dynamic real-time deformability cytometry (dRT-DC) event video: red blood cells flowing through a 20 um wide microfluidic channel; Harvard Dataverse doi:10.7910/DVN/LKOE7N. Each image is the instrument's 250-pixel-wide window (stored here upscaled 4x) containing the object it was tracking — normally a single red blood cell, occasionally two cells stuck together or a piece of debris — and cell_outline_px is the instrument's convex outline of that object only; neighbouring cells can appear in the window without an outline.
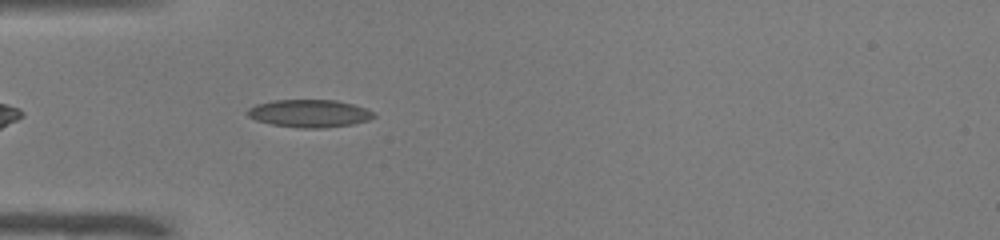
{"species": "common noctule bat (a hibernating species)", "species_latin": "Nyctalus noctula", "temperature_condition": "warm", "stored_images_in_passage": 38, "camera_frame_rate_fps": 3000, "um_per_image_px": 0.085, "animal": {"sex": "male", "body_mass_g": 19.0, "forearm_length_mm": 50.8}, "frame": {"image": 1, "passage_image": 3, "time_ms": 0.667, "image_size_px": [1000, 240], "cell_outline_px": [[376, 116], [368, 120], [352, 124], [324, 128], [300, 128], [272, 124], [256, 120], [248, 116], [244, 112], [248, 108], [256, 104], [272, 100], [336, 100], [368, 108], [376, 112]], "centroid_in_image_um": [26.31, 9.63], "position_along_channel_um": 58.7, "area_um2": 20.58}}
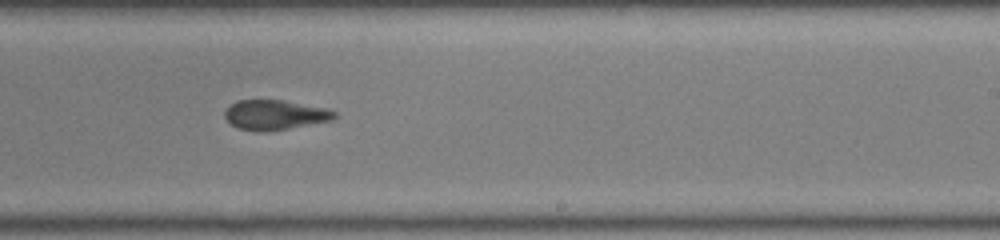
{"frame": {"image": 2, "passage_image": 19, "time_ms": 6.0, "image_size_px": [1000, 240], "cell_outline_px": [[336, 116], [332, 120], [268, 132], [256, 132], [236, 128], [224, 116], [224, 112], [236, 100], [284, 100], [328, 108], [336, 112]], "centroid_in_image_um": [23.37, 9.77], "position_along_channel_um": 265.6, "area_um2": 19.19}}
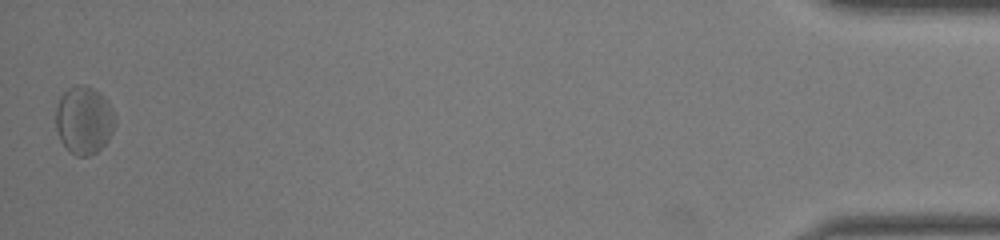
{"frame": {"image": 3, "passage_image": 38, "time_ms": 12.333, "image_size_px": [1000, 240], "cell_outline_px": [[116, 124], [108, 140], [96, 152], [88, 156], [76, 156], [60, 140], [56, 128], [56, 108], [60, 96], [68, 88], [76, 84], [84, 84], [100, 92], [104, 96], [112, 108], [116, 120]], "centroid_in_image_um": [7.15, 10.18], "position_along_channel_um": 428.1, "area_um2": 23.52}, "authors_computed_cell_mechanics": {"area_um2": 19.7965, "velocity_mm_per_s": 3.9664, "shape_relaxation_time_tau1_ms": 7.5231, "shape_relaxation_time_tau2_ms": 2.3669, "deformation_change_tau1": 0.1747, "deformation_change_tau2": 0.0981}}